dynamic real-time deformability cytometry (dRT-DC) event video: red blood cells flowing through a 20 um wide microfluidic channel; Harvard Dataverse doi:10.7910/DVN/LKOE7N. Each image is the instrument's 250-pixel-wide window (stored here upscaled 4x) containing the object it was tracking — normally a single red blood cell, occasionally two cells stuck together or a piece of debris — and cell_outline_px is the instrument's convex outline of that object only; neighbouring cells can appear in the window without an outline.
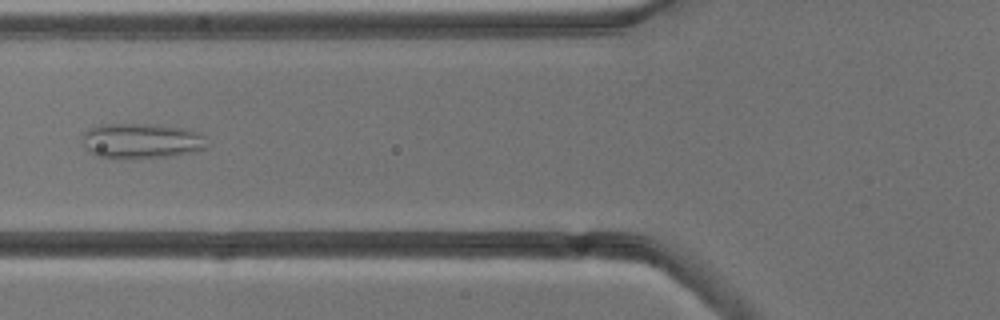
{"species": "common noctule bat (a hibernating species)", "species_latin": "Nyctalus noctula", "temperature_condition": "cold", "stored_images_in_passage": 8, "camera_frame_rate_fps": 3000, "um_per_image_px": 0.085, "animal": {"sex": "male", "body_mass_g": 13.3}, "frame": {"image": 1, "passage_image": 6, "time_ms": 6.0, "image_size_px": [1000, 320], "cell_outline_px": [[208, 144], [200, 152], [172, 156], [132, 160], [92, 156], [84, 144], [84, 132], [88, 128], [100, 124], [156, 124], [184, 128], [200, 132], [204, 136]], "centroid_in_image_um": [12.06, 12.0], "position_along_channel_um": 113.7, "area_um2": 26.41}}